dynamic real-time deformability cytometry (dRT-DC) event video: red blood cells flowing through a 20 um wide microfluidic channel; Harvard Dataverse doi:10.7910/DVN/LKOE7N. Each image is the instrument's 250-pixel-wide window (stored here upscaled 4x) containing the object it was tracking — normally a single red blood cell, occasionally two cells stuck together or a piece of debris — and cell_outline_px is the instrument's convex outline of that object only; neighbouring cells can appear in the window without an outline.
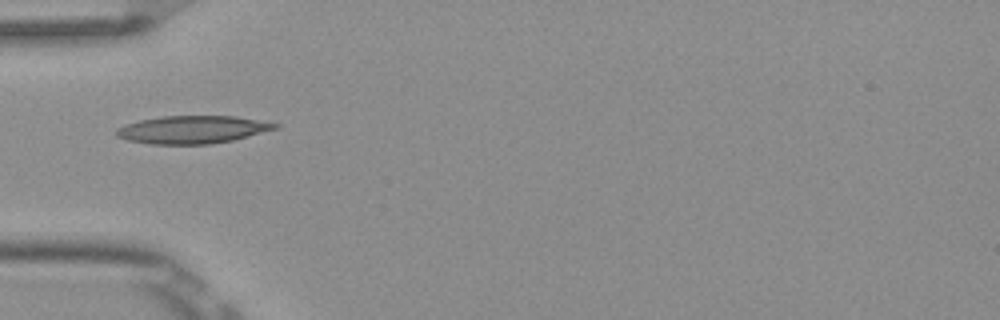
{"species": "Egyptian fruit bat (a non-hibernating species)", "species_latin": "Rousettus aegyptiacus", "temperature_condition": "room temperature", "stored_images_in_passage": 8, "camera_frame_rate_fps": 3000, "um_per_image_px": 0.085, "frame": {"image": 1, "passage_image": 4, "time_ms": 1.0, "image_size_px": [1000, 320], "cell_outline_px": [[280, 128], [232, 140], [208, 144], [148, 144], [128, 140], [116, 136], [116, 128], [140, 120], [164, 116], [236, 116], [280, 124]], "centroid_in_image_um": [16.37, 11.01], "position_along_channel_um": 68.6, "area_um2": 25.55}}
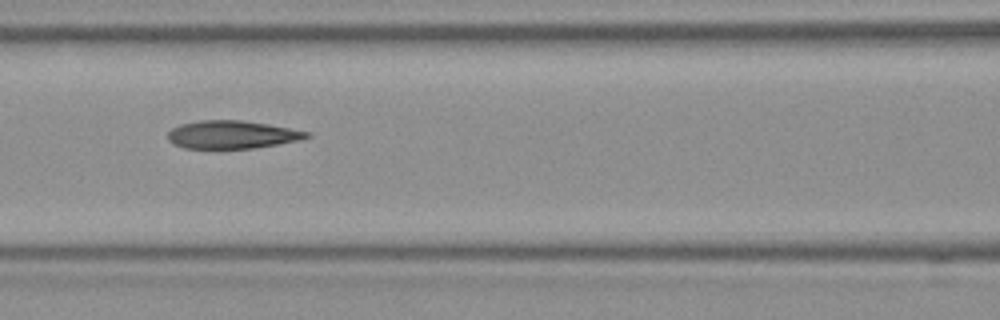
{"frame": {"image": 2, "passage_image": 6, "time_ms": 1.667, "image_size_px": [1000, 320], "cell_outline_px": [[312, 136], [304, 140], [252, 148], [184, 148], [172, 144], [168, 140], [168, 132], [172, 128], [180, 124], [200, 120], [244, 120], [268, 124], [312, 132]], "centroid_in_image_um": [19.76, 11.44], "position_along_channel_um": 146.8, "area_um2": 22.89}}
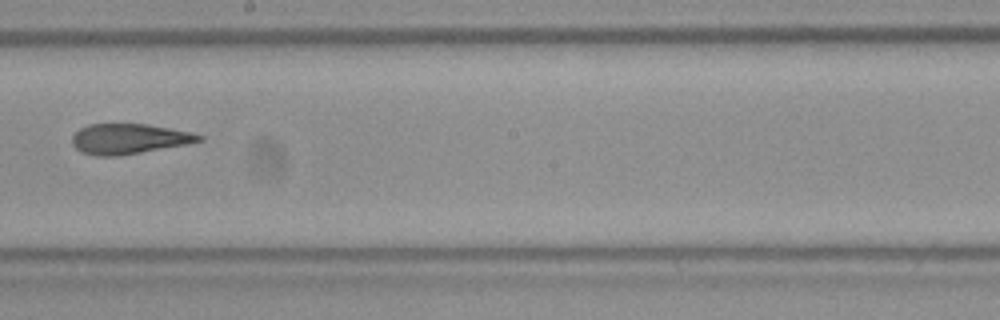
{"frame": {"image": 3, "passage_image": 8, "time_ms": 2.333, "image_size_px": [1000, 320], "cell_outline_px": [[204, 140], [188, 144], [120, 156], [96, 156], [80, 152], [72, 144], [72, 136], [80, 128], [88, 124], [148, 124], [192, 132], [204, 136]], "centroid_in_image_um": [10.97, 11.81], "position_along_channel_um": 237.2, "area_um2": 22.54}}